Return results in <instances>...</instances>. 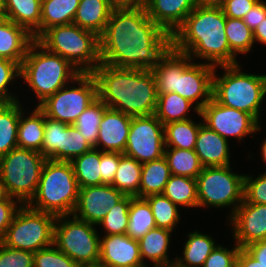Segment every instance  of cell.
Returning a JSON list of instances; mask_svg holds the SVG:
<instances>
[{"instance_id":"6da1fadb","label":"cell","mask_w":266,"mask_h":267,"mask_svg":"<svg viewBox=\"0 0 266 267\" xmlns=\"http://www.w3.org/2000/svg\"><path fill=\"white\" fill-rule=\"evenodd\" d=\"M99 42L101 63L151 70L171 46V36L149 18L143 5L114 7Z\"/></svg>"},{"instance_id":"7a4b0ae2","label":"cell","mask_w":266,"mask_h":267,"mask_svg":"<svg viewBox=\"0 0 266 267\" xmlns=\"http://www.w3.org/2000/svg\"><path fill=\"white\" fill-rule=\"evenodd\" d=\"M92 74L97 82V96L108 108L131 117L155 114L158 90L151 70L100 63Z\"/></svg>"},{"instance_id":"3957f363","label":"cell","mask_w":266,"mask_h":267,"mask_svg":"<svg viewBox=\"0 0 266 267\" xmlns=\"http://www.w3.org/2000/svg\"><path fill=\"white\" fill-rule=\"evenodd\" d=\"M225 25L226 16L221 7L196 6L171 36V46L193 60H207V64L216 68L238 64L230 51Z\"/></svg>"},{"instance_id":"277c9868","label":"cell","mask_w":266,"mask_h":267,"mask_svg":"<svg viewBox=\"0 0 266 267\" xmlns=\"http://www.w3.org/2000/svg\"><path fill=\"white\" fill-rule=\"evenodd\" d=\"M215 69V66L205 62H193L188 54L170 46L151 72L155 78L158 94L177 93L195 104L194 111L199 114V111L212 99Z\"/></svg>"},{"instance_id":"5b68a950","label":"cell","mask_w":266,"mask_h":267,"mask_svg":"<svg viewBox=\"0 0 266 267\" xmlns=\"http://www.w3.org/2000/svg\"><path fill=\"white\" fill-rule=\"evenodd\" d=\"M38 50V51H37ZM81 72L60 55L47 51L34 40L20 65V78L31 87L39 106L48 97L66 86Z\"/></svg>"},{"instance_id":"8992f818","label":"cell","mask_w":266,"mask_h":267,"mask_svg":"<svg viewBox=\"0 0 266 267\" xmlns=\"http://www.w3.org/2000/svg\"><path fill=\"white\" fill-rule=\"evenodd\" d=\"M79 190L70 161L47 159L36 193L27 205L56 217L72 215Z\"/></svg>"},{"instance_id":"52a82bcc","label":"cell","mask_w":266,"mask_h":267,"mask_svg":"<svg viewBox=\"0 0 266 267\" xmlns=\"http://www.w3.org/2000/svg\"><path fill=\"white\" fill-rule=\"evenodd\" d=\"M222 76L213 73L212 97L223 106L251 114L260 121V108L266 96V74L241 72L240 64L222 65Z\"/></svg>"},{"instance_id":"ba28073f","label":"cell","mask_w":266,"mask_h":267,"mask_svg":"<svg viewBox=\"0 0 266 267\" xmlns=\"http://www.w3.org/2000/svg\"><path fill=\"white\" fill-rule=\"evenodd\" d=\"M36 41L68 60L81 73H92L101 63L99 36L74 23L50 27Z\"/></svg>"},{"instance_id":"9c48e42d","label":"cell","mask_w":266,"mask_h":267,"mask_svg":"<svg viewBox=\"0 0 266 267\" xmlns=\"http://www.w3.org/2000/svg\"><path fill=\"white\" fill-rule=\"evenodd\" d=\"M46 160L38 151L18 147L0 157V179L8 196L27 204L36 193Z\"/></svg>"},{"instance_id":"30bf717a","label":"cell","mask_w":266,"mask_h":267,"mask_svg":"<svg viewBox=\"0 0 266 267\" xmlns=\"http://www.w3.org/2000/svg\"><path fill=\"white\" fill-rule=\"evenodd\" d=\"M94 226L75 216H57L53 244L79 267H98L100 237Z\"/></svg>"},{"instance_id":"8fae6325","label":"cell","mask_w":266,"mask_h":267,"mask_svg":"<svg viewBox=\"0 0 266 267\" xmlns=\"http://www.w3.org/2000/svg\"><path fill=\"white\" fill-rule=\"evenodd\" d=\"M56 216L22 204L0 240L13 249L36 251L53 245Z\"/></svg>"},{"instance_id":"7c38bea8","label":"cell","mask_w":266,"mask_h":267,"mask_svg":"<svg viewBox=\"0 0 266 267\" xmlns=\"http://www.w3.org/2000/svg\"><path fill=\"white\" fill-rule=\"evenodd\" d=\"M228 166L204 167L197 176L198 207H232L231 215L243 202L244 174Z\"/></svg>"},{"instance_id":"4fadbf2b","label":"cell","mask_w":266,"mask_h":267,"mask_svg":"<svg viewBox=\"0 0 266 267\" xmlns=\"http://www.w3.org/2000/svg\"><path fill=\"white\" fill-rule=\"evenodd\" d=\"M75 82L77 88L66 85L38 106L46 117L73 125L98 97L97 82L92 73H81Z\"/></svg>"},{"instance_id":"5bb4252c","label":"cell","mask_w":266,"mask_h":267,"mask_svg":"<svg viewBox=\"0 0 266 267\" xmlns=\"http://www.w3.org/2000/svg\"><path fill=\"white\" fill-rule=\"evenodd\" d=\"M164 125L155 115L132 117L123 154L140 163L164 156Z\"/></svg>"},{"instance_id":"9a60e30c","label":"cell","mask_w":266,"mask_h":267,"mask_svg":"<svg viewBox=\"0 0 266 267\" xmlns=\"http://www.w3.org/2000/svg\"><path fill=\"white\" fill-rule=\"evenodd\" d=\"M203 118V124L217 132L221 137L228 140V137L237 138L242 141L247 135L259 132L260 123L249 113L229 108L218 103L213 97L199 111Z\"/></svg>"},{"instance_id":"2e32d148","label":"cell","mask_w":266,"mask_h":267,"mask_svg":"<svg viewBox=\"0 0 266 267\" xmlns=\"http://www.w3.org/2000/svg\"><path fill=\"white\" fill-rule=\"evenodd\" d=\"M125 195L112 185H98L80 188L78 200L71 216L98 225Z\"/></svg>"},{"instance_id":"e0dca14e","label":"cell","mask_w":266,"mask_h":267,"mask_svg":"<svg viewBox=\"0 0 266 267\" xmlns=\"http://www.w3.org/2000/svg\"><path fill=\"white\" fill-rule=\"evenodd\" d=\"M228 219L233 228V237L240 248L266 240V204H252L243 199Z\"/></svg>"},{"instance_id":"ac0fdd59","label":"cell","mask_w":266,"mask_h":267,"mask_svg":"<svg viewBox=\"0 0 266 267\" xmlns=\"http://www.w3.org/2000/svg\"><path fill=\"white\" fill-rule=\"evenodd\" d=\"M143 265L139 243L126 234L100 238L98 267H137Z\"/></svg>"},{"instance_id":"d6986e66","label":"cell","mask_w":266,"mask_h":267,"mask_svg":"<svg viewBox=\"0 0 266 267\" xmlns=\"http://www.w3.org/2000/svg\"><path fill=\"white\" fill-rule=\"evenodd\" d=\"M132 117L121 111L107 108L99 125L96 149L103 152L124 153ZM102 146V147H101Z\"/></svg>"},{"instance_id":"ffe728a7","label":"cell","mask_w":266,"mask_h":267,"mask_svg":"<svg viewBox=\"0 0 266 267\" xmlns=\"http://www.w3.org/2000/svg\"><path fill=\"white\" fill-rule=\"evenodd\" d=\"M150 19L170 36L184 23L186 17L197 6L196 0H145L144 5Z\"/></svg>"},{"instance_id":"44dd1931","label":"cell","mask_w":266,"mask_h":267,"mask_svg":"<svg viewBox=\"0 0 266 267\" xmlns=\"http://www.w3.org/2000/svg\"><path fill=\"white\" fill-rule=\"evenodd\" d=\"M194 150L204 167L230 165L228 140L203 123L200 125Z\"/></svg>"},{"instance_id":"7402d4cb","label":"cell","mask_w":266,"mask_h":267,"mask_svg":"<svg viewBox=\"0 0 266 267\" xmlns=\"http://www.w3.org/2000/svg\"><path fill=\"white\" fill-rule=\"evenodd\" d=\"M33 41V36L13 21L5 18L0 23V58L11 60L20 66Z\"/></svg>"},{"instance_id":"603a6c76","label":"cell","mask_w":266,"mask_h":267,"mask_svg":"<svg viewBox=\"0 0 266 267\" xmlns=\"http://www.w3.org/2000/svg\"><path fill=\"white\" fill-rule=\"evenodd\" d=\"M113 9L110 0H80L73 23L100 37Z\"/></svg>"},{"instance_id":"cb8c5ba5","label":"cell","mask_w":266,"mask_h":267,"mask_svg":"<svg viewBox=\"0 0 266 267\" xmlns=\"http://www.w3.org/2000/svg\"><path fill=\"white\" fill-rule=\"evenodd\" d=\"M4 15L24 27L36 40L40 36L42 0H3Z\"/></svg>"},{"instance_id":"d4e9b609","label":"cell","mask_w":266,"mask_h":267,"mask_svg":"<svg viewBox=\"0 0 266 267\" xmlns=\"http://www.w3.org/2000/svg\"><path fill=\"white\" fill-rule=\"evenodd\" d=\"M172 231L164 228H154L149 230L142 238L138 240L141 259H149L153 262V267H171L175 260L170 261L168 248L171 240Z\"/></svg>"},{"instance_id":"484cf974","label":"cell","mask_w":266,"mask_h":267,"mask_svg":"<svg viewBox=\"0 0 266 267\" xmlns=\"http://www.w3.org/2000/svg\"><path fill=\"white\" fill-rule=\"evenodd\" d=\"M25 111L21 105V114L18 122L17 145L18 148L35 150L41 153L44 138L45 114L37 106L31 115L24 116Z\"/></svg>"},{"instance_id":"4316f807","label":"cell","mask_w":266,"mask_h":267,"mask_svg":"<svg viewBox=\"0 0 266 267\" xmlns=\"http://www.w3.org/2000/svg\"><path fill=\"white\" fill-rule=\"evenodd\" d=\"M217 246L209 235L199 233L197 230L188 234L184 245L183 258L177 257L175 267H202L207 257Z\"/></svg>"},{"instance_id":"83f0119b","label":"cell","mask_w":266,"mask_h":267,"mask_svg":"<svg viewBox=\"0 0 266 267\" xmlns=\"http://www.w3.org/2000/svg\"><path fill=\"white\" fill-rule=\"evenodd\" d=\"M171 175L170 168L164 156L142 163L139 198L162 194Z\"/></svg>"},{"instance_id":"f1b7e54d","label":"cell","mask_w":266,"mask_h":267,"mask_svg":"<svg viewBox=\"0 0 266 267\" xmlns=\"http://www.w3.org/2000/svg\"><path fill=\"white\" fill-rule=\"evenodd\" d=\"M80 0H42L40 35L57 25L73 23Z\"/></svg>"},{"instance_id":"f546056e","label":"cell","mask_w":266,"mask_h":267,"mask_svg":"<svg viewBox=\"0 0 266 267\" xmlns=\"http://www.w3.org/2000/svg\"><path fill=\"white\" fill-rule=\"evenodd\" d=\"M202 123L192 119L174 121L164 125L165 148L194 150L196 138Z\"/></svg>"},{"instance_id":"4dcf8cb0","label":"cell","mask_w":266,"mask_h":267,"mask_svg":"<svg viewBox=\"0 0 266 267\" xmlns=\"http://www.w3.org/2000/svg\"><path fill=\"white\" fill-rule=\"evenodd\" d=\"M21 114L19 100L9 104H0V157L18 147V122Z\"/></svg>"},{"instance_id":"1f68e13d","label":"cell","mask_w":266,"mask_h":267,"mask_svg":"<svg viewBox=\"0 0 266 267\" xmlns=\"http://www.w3.org/2000/svg\"><path fill=\"white\" fill-rule=\"evenodd\" d=\"M142 163L132 157L122 154L112 186L125 196L139 198Z\"/></svg>"},{"instance_id":"d6a6232c","label":"cell","mask_w":266,"mask_h":267,"mask_svg":"<svg viewBox=\"0 0 266 267\" xmlns=\"http://www.w3.org/2000/svg\"><path fill=\"white\" fill-rule=\"evenodd\" d=\"M70 163L80 188L102 185L99 149L92 148Z\"/></svg>"},{"instance_id":"836d02e7","label":"cell","mask_w":266,"mask_h":267,"mask_svg":"<svg viewBox=\"0 0 266 267\" xmlns=\"http://www.w3.org/2000/svg\"><path fill=\"white\" fill-rule=\"evenodd\" d=\"M179 208L198 207L197 181L195 178L171 175L162 193Z\"/></svg>"},{"instance_id":"e575fe53","label":"cell","mask_w":266,"mask_h":267,"mask_svg":"<svg viewBox=\"0 0 266 267\" xmlns=\"http://www.w3.org/2000/svg\"><path fill=\"white\" fill-rule=\"evenodd\" d=\"M154 228H156V222L149 203L144 198L133 197L129 207L126 235L139 240L149 230Z\"/></svg>"},{"instance_id":"d590c367","label":"cell","mask_w":266,"mask_h":267,"mask_svg":"<svg viewBox=\"0 0 266 267\" xmlns=\"http://www.w3.org/2000/svg\"><path fill=\"white\" fill-rule=\"evenodd\" d=\"M164 157L172 175L196 179L204 168L195 150L165 148Z\"/></svg>"},{"instance_id":"8d00e7d4","label":"cell","mask_w":266,"mask_h":267,"mask_svg":"<svg viewBox=\"0 0 266 267\" xmlns=\"http://www.w3.org/2000/svg\"><path fill=\"white\" fill-rule=\"evenodd\" d=\"M194 106L177 93L158 94L155 116L163 124L190 119L188 112Z\"/></svg>"},{"instance_id":"74e56055","label":"cell","mask_w":266,"mask_h":267,"mask_svg":"<svg viewBox=\"0 0 266 267\" xmlns=\"http://www.w3.org/2000/svg\"><path fill=\"white\" fill-rule=\"evenodd\" d=\"M107 108V105L97 97L73 124L93 148H96L100 121Z\"/></svg>"},{"instance_id":"f35d334b","label":"cell","mask_w":266,"mask_h":267,"mask_svg":"<svg viewBox=\"0 0 266 267\" xmlns=\"http://www.w3.org/2000/svg\"><path fill=\"white\" fill-rule=\"evenodd\" d=\"M69 125L45 116L41 154L50 160L63 161L64 130Z\"/></svg>"},{"instance_id":"ab89813d","label":"cell","mask_w":266,"mask_h":267,"mask_svg":"<svg viewBox=\"0 0 266 267\" xmlns=\"http://www.w3.org/2000/svg\"><path fill=\"white\" fill-rule=\"evenodd\" d=\"M225 34L230 51L236 57L238 54H247L255 43L253 31L239 18L226 17Z\"/></svg>"},{"instance_id":"60d3db41","label":"cell","mask_w":266,"mask_h":267,"mask_svg":"<svg viewBox=\"0 0 266 267\" xmlns=\"http://www.w3.org/2000/svg\"><path fill=\"white\" fill-rule=\"evenodd\" d=\"M144 199L149 203L156 228L173 231L180 221L179 207L163 194L150 195Z\"/></svg>"},{"instance_id":"b9f144b4","label":"cell","mask_w":266,"mask_h":267,"mask_svg":"<svg viewBox=\"0 0 266 267\" xmlns=\"http://www.w3.org/2000/svg\"><path fill=\"white\" fill-rule=\"evenodd\" d=\"M132 196H125L113 208L108 210L106 216L98 224L102 225L105 235L126 234L129 221V207Z\"/></svg>"},{"instance_id":"7bdbcfd3","label":"cell","mask_w":266,"mask_h":267,"mask_svg":"<svg viewBox=\"0 0 266 267\" xmlns=\"http://www.w3.org/2000/svg\"><path fill=\"white\" fill-rule=\"evenodd\" d=\"M92 148L73 125H69L64 130L63 161H71L75 157L90 151Z\"/></svg>"},{"instance_id":"ee69618b","label":"cell","mask_w":266,"mask_h":267,"mask_svg":"<svg viewBox=\"0 0 266 267\" xmlns=\"http://www.w3.org/2000/svg\"><path fill=\"white\" fill-rule=\"evenodd\" d=\"M34 267H79L54 244L34 253Z\"/></svg>"},{"instance_id":"f6af8a7d","label":"cell","mask_w":266,"mask_h":267,"mask_svg":"<svg viewBox=\"0 0 266 267\" xmlns=\"http://www.w3.org/2000/svg\"><path fill=\"white\" fill-rule=\"evenodd\" d=\"M20 78V66L11 60L0 58V104H9L18 101V98L8 93V86Z\"/></svg>"},{"instance_id":"bcb514c9","label":"cell","mask_w":266,"mask_h":267,"mask_svg":"<svg viewBox=\"0 0 266 267\" xmlns=\"http://www.w3.org/2000/svg\"><path fill=\"white\" fill-rule=\"evenodd\" d=\"M34 253L13 249L0 241V267H34Z\"/></svg>"},{"instance_id":"7dc6e473","label":"cell","mask_w":266,"mask_h":267,"mask_svg":"<svg viewBox=\"0 0 266 267\" xmlns=\"http://www.w3.org/2000/svg\"><path fill=\"white\" fill-rule=\"evenodd\" d=\"M243 199L252 204H266V171L257 178L244 175Z\"/></svg>"},{"instance_id":"c3c4849f","label":"cell","mask_w":266,"mask_h":267,"mask_svg":"<svg viewBox=\"0 0 266 267\" xmlns=\"http://www.w3.org/2000/svg\"><path fill=\"white\" fill-rule=\"evenodd\" d=\"M233 249L217 245L207 257L202 267H236L237 254L240 246L236 243Z\"/></svg>"},{"instance_id":"681fc988","label":"cell","mask_w":266,"mask_h":267,"mask_svg":"<svg viewBox=\"0 0 266 267\" xmlns=\"http://www.w3.org/2000/svg\"><path fill=\"white\" fill-rule=\"evenodd\" d=\"M122 153L103 152L100 150V166L102 185H112L115 173L118 169Z\"/></svg>"},{"instance_id":"f907efd6","label":"cell","mask_w":266,"mask_h":267,"mask_svg":"<svg viewBox=\"0 0 266 267\" xmlns=\"http://www.w3.org/2000/svg\"><path fill=\"white\" fill-rule=\"evenodd\" d=\"M21 205L22 203L19 200L10 196L5 200L0 201V240L6 234L7 228L12 223L13 218Z\"/></svg>"},{"instance_id":"816d5d0a","label":"cell","mask_w":266,"mask_h":267,"mask_svg":"<svg viewBox=\"0 0 266 267\" xmlns=\"http://www.w3.org/2000/svg\"><path fill=\"white\" fill-rule=\"evenodd\" d=\"M258 1L259 0H226L221 8L226 17L243 19L246 13L251 10Z\"/></svg>"},{"instance_id":"f5cc1de1","label":"cell","mask_w":266,"mask_h":267,"mask_svg":"<svg viewBox=\"0 0 266 267\" xmlns=\"http://www.w3.org/2000/svg\"><path fill=\"white\" fill-rule=\"evenodd\" d=\"M266 18V2L259 0L243 17L244 23L254 31L258 24Z\"/></svg>"},{"instance_id":"db71d44e","label":"cell","mask_w":266,"mask_h":267,"mask_svg":"<svg viewBox=\"0 0 266 267\" xmlns=\"http://www.w3.org/2000/svg\"><path fill=\"white\" fill-rule=\"evenodd\" d=\"M244 249L259 263L266 267V240L257 241L244 247Z\"/></svg>"},{"instance_id":"11a10c76","label":"cell","mask_w":266,"mask_h":267,"mask_svg":"<svg viewBox=\"0 0 266 267\" xmlns=\"http://www.w3.org/2000/svg\"><path fill=\"white\" fill-rule=\"evenodd\" d=\"M236 267H264L259 261L254 259L244 248H240L237 259Z\"/></svg>"},{"instance_id":"9f6ffc18","label":"cell","mask_w":266,"mask_h":267,"mask_svg":"<svg viewBox=\"0 0 266 267\" xmlns=\"http://www.w3.org/2000/svg\"><path fill=\"white\" fill-rule=\"evenodd\" d=\"M253 37L255 43L258 41L262 44H266V18L263 19L253 31Z\"/></svg>"},{"instance_id":"6f0895ef","label":"cell","mask_w":266,"mask_h":267,"mask_svg":"<svg viewBox=\"0 0 266 267\" xmlns=\"http://www.w3.org/2000/svg\"><path fill=\"white\" fill-rule=\"evenodd\" d=\"M145 0H110L114 7H134L144 5Z\"/></svg>"},{"instance_id":"680465c9","label":"cell","mask_w":266,"mask_h":267,"mask_svg":"<svg viewBox=\"0 0 266 267\" xmlns=\"http://www.w3.org/2000/svg\"><path fill=\"white\" fill-rule=\"evenodd\" d=\"M197 6L202 7H222L226 0H196Z\"/></svg>"},{"instance_id":"91938a15","label":"cell","mask_w":266,"mask_h":267,"mask_svg":"<svg viewBox=\"0 0 266 267\" xmlns=\"http://www.w3.org/2000/svg\"><path fill=\"white\" fill-rule=\"evenodd\" d=\"M7 197H8V194L6 192L5 186L0 179V201L5 200Z\"/></svg>"},{"instance_id":"94428289","label":"cell","mask_w":266,"mask_h":267,"mask_svg":"<svg viewBox=\"0 0 266 267\" xmlns=\"http://www.w3.org/2000/svg\"><path fill=\"white\" fill-rule=\"evenodd\" d=\"M261 155H262V159L263 161L266 163V138L264 139L262 145H261Z\"/></svg>"},{"instance_id":"6125c7cd","label":"cell","mask_w":266,"mask_h":267,"mask_svg":"<svg viewBox=\"0 0 266 267\" xmlns=\"http://www.w3.org/2000/svg\"><path fill=\"white\" fill-rule=\"evenodd\" d=\"M5 19L4 9H0V23Z\"/></svg>"},{"instance_id":"be15d7a7","label":"cell","mask_w":266,"mask_h":267,"mask_svg":"<svg viewBox=\"0 0 266 267\" xmlns=\"http://www.w3.org/2000/svg\"><path fill=\"white\" fill-rule=\"evenodd\" d=\"M0 9H4V1L0 0Z\"/></svg>"},{"instance_id":"e7e4bbea","label":"cell","mask_w":266,"mask_h":267,"mask_svg":"<svg viewBox=\"0 0 266 267\" xmlns=\"http://www.w3.org/2000/svg\"><path fill=\"white\" fill-rule=\"evenodd\" d=\"M137 267H149V266H147V265H141V266H137Z\"/></svg>"}]
</instances>
